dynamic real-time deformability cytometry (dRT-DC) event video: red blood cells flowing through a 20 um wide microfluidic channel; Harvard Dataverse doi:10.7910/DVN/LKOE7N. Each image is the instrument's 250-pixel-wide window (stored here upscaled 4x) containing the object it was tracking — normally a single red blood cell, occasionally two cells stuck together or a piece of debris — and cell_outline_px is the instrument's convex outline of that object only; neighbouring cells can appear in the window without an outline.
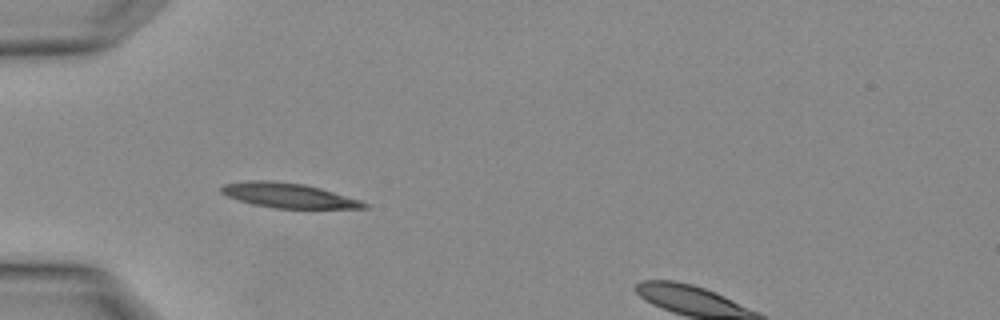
{"species": "Egyptian fruit bat (a non-hibernating species)", "species_latin": "Rousettus aegyptiacus", "temperature_condition": "warm", "stored_images_in_passage": 3, "camera_frame_rate_fps": 3000, "um_per_image_px": 0.085, "animal": {"sex": "female"}, "frame": {"image": 1, "passage_image": 3, "time_ms": 0.667, "image_size_px": [1000, 320], "cell_outline_px": [[368, 208], [276, 208], [252, 204], [228, 196], [220, 192], [220, 188], [224, 184], [248, 180], [272, 180], [304, 184], [320, 188], [360, 200], [368, 204]], "centroid_in_image_um": [24.49, 16.6], "position_along_channel_um": 60.5, "area_um2": 20.4}}